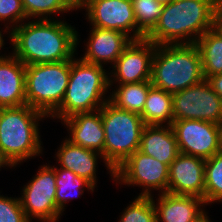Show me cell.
<instances>
[{
    "instance_id": "8992f818",
    "label": "cell",
    "mask_w": 222,
    "mask_h": 222,
    "mask_svg": "<svg viewBox=\"0 0 222 222\" xmlns=\"http://www.w3.org/2000/svg\"><path fill=\"white\" fill-rule=\"evenodd\" d=\"M101 117L105 133L103 162L115 180V170L139 150L145 124L141 115L119 109L110 101L101 107Z\"/></svg>"
},
{
    "instance_id": "603a6c76",
    "label": "cell",
    "mask_w": 222,
    "mask_h": 222,
    "mask_svg": "<svg viewBox=\"0 0 222 222\" xmlns=\"http://www.w3.org/2000/svg\"><path fill=\"white\" fill-rule=\"evenodd\" d=\"M52 168L56 173V205L61 212L64 211L65 205L71 198L79 197L84 193L85 187L87 190L94 192L95 187L85 178L77 176L69 169L57 168L55 166Z\"/></svg>"
},
{
    "instance_id": "277c9868",
    "label": "cell",
    "mask_w": 222,
    "mask_h": 222,
    "mask_svg": "<svg viewBox=\"0 0 222 222\" xmlns=\"http://www.w3.org/2000/svg\"><path fill=\"white\" fill-rule=\"evenodd\" d=\"M203 80L201 55L195 43L156 45L151 69L152 86L173 94Z\"/></svg>"
},
{
    "instance_id": "e0dca14e",
    "label": "cell",
    "mask_w": 222,
    "mask_h": 222,
    "mask_svg": "<svg viewBox=\"0 0 222 222\" xmlns=\"http://www.w3.org/2000/svg\"><path fill=\"white\" fill-rule=\"evenodd\" d=\"M61 122L69 128V141L103 155L105 133L101 108L93 112L74 114Z\"/></svg>"
},
{
    "instance_id": "3957f363",
    "label": "cell",
    "mask_w": 222,
    "mask_h": 222,
    "mask_svg": "<svg viewBox=\"0 0 222 222\" xmlns=\"http://www.w3.org/2000/svg\"><path fill=\"white\" fill-rule=\"evenodd\" d=\"M43 118L27 104L0 108V152L12 167L43 154L38 128Z\"/></svg>"
},
{
    "instance_id": "d4e9b609",
    "label": "cell",
    "mask_w": 222,
    "mask_h": 222,
    "mask_svg": "<svg viewBox=\"0 0 222 222\" xmlns=\"http://www.w3.org/2000/svg\"><path fill=\"white\" fill-rule=\"evenodd\" d=\"M22 4L27 21L33 18L51 20V14L67 13L78 9V0H22Z\"/></svg>"
},
{
    "instance_id": "8fae6325",
    "label": "cell",
    "mask_w": 222,
    "mask_h": 222,
    "mask_svg": "<svg viewBox=\"0 0 222 222\" xmlns=\"http://www.w3.org/2000/svg\"><path fill=\"white\" fill-rule=\"evenodd\" d=\"M92 27L118 30L136 40V21L131 0H78ZM132 33V34H131Z\"/></svg>"
},
{
    "instance_id": "5bb4252c",
    "label": "cell",
    "mask_w": 222,
    "mask_h": 222,
    "mask_svg": "<svg viewBox=\"0 0 222 222\" xmlns=\"http://www.w3.org/2000/svg\"><path fill=\"white\" fill-rule=\"evenodd\" d=\"M205 160L179 153L169 165L167 193L204 199Z\"/></svg>"
},
{
    "instance_id": "ba28073f",
    "label": "cell",
    "mask_w": 222,
    "mask_h": 222,
    "mask_svg": "<svg viewBox=\"0 0 222 222\" xmlns=\"http://www.w3.org/2000/svg\"><path fill=\"white\" fill-rule=\"evenodd\" d=\"M37 174L24 187L20 198L27 219L57 222L62 216L55 200L56 173L51 165H42ZM61 215V216H60ZM38 218V219H37Z\"/></svg>"
},
{
    "instance_id": "9c48e42d",
    "label": "cell",
    "mask_w": 222,
    "mask_h": 222,
    "mask_svg": "<svg viewBox=\"0 0 222 222\" xmlns=\"http://www.w3.org/2000/svg\"><path fill=\"white\" fill-rule=\"evenodd\" d=\"M168 177V165L137 150L115 170L114 181L143 187L139 196L151 197L153 190H159L161 194L167 192Z\"/></svg>"
},
{
    "instance_id": "74e56055",
    "label": "cell",
    "mask_w": 222,
    "mask_h": 222,
    "mask_svg": "<svg viewBox=\"0 0 222 222\" xmlns=\"http://www.w3.org/2000/svg\"><path fill=\"white\" fill-rule=\"evenodd\" d=\"M217 5H222V0H215Z\"/></svg>"
},
{
    "instance_id": "30bf717a",
    "label": "cell",
    "mask_w": 222,
    "mask_h": 222,
    "mask_svg": "<svg viewBox=\"0 0 222 222\" xmlns=\"http://www.w3.org/2000/svg\"><path fill=\"white\" fill-rule=\"evenodd\" d=\"M173 121L203 120L218 124L222 120V99L204 79L172 94Z\"/></svg>"
},
{
    "instance_id": "9a60e30c",
    "label": "cell",
    "mask_w": 222,
    "mask_h": 222,
    "mask_svg": "<svg viewBox=\"0 0 222 222\" xmlns=\"http://www.w3.org/2000/svg\"><path fill=\"white\" fill-rule=\"evenodd\" d=\"M90 31L85 54L80 58L92 64L113 65L132 41L130 36L118 30L91 27Z\"/></svg>"
},
{
    "instance_id": "484cf974",
    "label": "cell",
    "mask_w": 222,
    "mask_h": 222,
    "mask_svg": "<svg viewBox=\"0 0 222 222\" xmlns=\"http://www.w3.org/2000/svg\"><path fill=\"white\" fill-rule=\"evenodd\" d=\"M136 21V40L145 36L155 27L161 15L163 4L156 0H131Z\"/></svg>"
},
{
    "instance_id": "cb8c5ba5",
    "label": "cell",
    "mask_w": 222,
    "mask_h": 222,
    "mask_svg": "<svg viewBox=\"0 0 222 222\" xmlns=\"http://www.w3.org/2000/svg\"><path fill=\"white\" fill-rule=\"evenodd\" d=\"M195 44L201 55L204 79L222 73V38L210 29Z\"/></svg>"
},
{
    "instance_id": "7c38bea8",
    "label": "cell",
    "mask_w": 222,
    "mask_h": 222,
    "mask_svg": "<svg viewBox=\"0 0 222 222\" xmlns=\"http://www.w3.org/2000/svg\"><path fill=\"white\" fill-rule=\"evenodd\" d=\"M156 45L146 38L132 40L111 66L110 88L113 83L131 84L151 80L152 59ZM114 71V72H113ZM114 81V82H113Z\"/></svg>"
},
{
    "instance_id": "2e32d148",
    "label": "cell",
    "mask_w": 222,
    "mask_h": 222,
    "mask_svg": "<svg viewBox=\"0 0 222 222\" xmlns=\"http://www.w3.org/2000/svg\"><path fill=\"white\" fill-rule=\"evenodd\" d=\"M156 222H198L207 212L201 208L206 205L204 199L196 196L158 194Z\"/></svg>"
},
{
    "instance_id": "44dd1931",
    "label": "cell",
    "mask_w": 222,
    "mask_h": 222,
    "mask_svg": "<svg viewBox=\"0 0 222 222\" xmlns=\"http://www.w3.org/2000/svg\"><path fill=\"white\" fill-rule=\"evenodd\" d=\"M141 117L145 125L171 126L173 123L172 93L152 86Z\"/></svg>"
},
{
    "instance_id": "f546056e",
    "label": "cell",
    "mask_w": 222,
    "mask_h": 222,
    "mask_svg": "<svg viewBox=\"0 0 222 222\" xmlns=\"http://www.w3.org/2000/svg\"><path fill=\"white\" fill-rule=\"evenodd\" d=\"M0 222H30L22 209L20 198L0 195Z\"/></svg>"
},
{
    "instance_id": "7402d4cb",
    "label": "cell",
    "mask_w": 222,
    "mask_h": 222,
    "mask_svg": "<svg viewBox=\"0 0 222 222\" xmlns=\"http://www.w3.org/2000/svg\"><path fill=\"white\" fill-rule=\"evenodd\" d=\"M117 86V87H116ZM109 93L110 102L117 108L141 115L152 87L151 80L131 84H119Z\"/></svg>"
},
{
    "instance_id": "ac0fdd59",
    "label": "cell",
    "mask_w": 222,
    "mask_h": 222,
    "mask_svg": "<svg viewBox=\"0 0 222 222\" xmlns=\"http://www.w3.org/2000/svg\"><path fill=\"white\" fill-rule=\"evenodd\" d=\"M26 65L13 54L0 59V108L26 103Z\"/></svg>"
},
{
    "instance_id": "e575fe53",
    "label": "cell",
    "mask_w": 222,
    "mask_h": 222,
    "mask_svg": "<svg viewBox=\"0 0 222 222\" xmlns=\"http://www.w3.org/2000/svg\"><path fill=\"white\" fill-rule=\"evenodd\" d=\"M3 33L0 31V50H1V48H3V46H4V44H5V42H4V40H3V35H2ZM5 57H7V56H5V55H1L0 56V59H3V58H5Z\"/></svg>"
},
{
    "instance_id": "d590c367",
    "label": "cell",
    "mask_w": 222,
    "mask_h": 222,
    "mask_svg": "<svg viewBox=\"0 0 222 222\" xmlns=\"http://www.w3.org/2000/svg\"><path fill=\"white\" fill-rule=\"evenodd\" d=\"M198 222H211L207 214H205Z\"/></svg>"
},
{
    "instance_id": "5b68a950",
    "label": "cell",
    "mask_w": 222,
    "mask_h": 222,
    "mask_svg": "<svg viewBox=\"0 0 222 222\" xmlns=\"http://www.w3.org/2000/svg\"><path fill=\"white\" fill-rule=\"evenodd\" d=\"M109 71L103 65L92 64L81 58L71 59V71L66 93L61 105L51 118L64 120L77 113L99 110L110 96Z\"/></svg>"
},
{
    "instance_id": "6da1fadb",
    "label": "cell",
    "mask_w": 222,
    "mask_h": 222,
    "mask_svg": "<svg viewBox=\"0 0 222 222\" xmlns=\"http://www.w3.org/2000/svg\"><path fill=\"white\" fill-rule=\"evenodd\" d=\"M52 19L25 20L10 30L13 55L25 65L59 62L75 57L79 44L78 32L66 21Z\"/></svg>"
},
{
    "instance_id": "d6986e66",
    "label": "cell",
    "mask_w": 222,
    "mask_h": 222,
    "mask_svg": "<svg viewBox=\"0 0 222 222\" xmlns=\"http://www.w3.org/2000/svg\"><path fill=\"white\" fill-rule=\"evenodd\" d=\"M62 142L55 155L60 168L69 169L77 176L85 178L95 187L98 180L96 179L97 159L102 158L104 160L103 155L74 144L67 138Z\"/></svg>"
},
{
    "instance_id": "8d00e7d4",
    "label": "cell",
    "mask_w": 222,
    "mask_h": 222,
    "mask_svg": "<svg viewBox=\"0 0 222 222\" xmlns=\"http://www.w3.org/2000/svg\"><path fill=\"white\" fill-rule=\"evenodd\" d=\"M156 1L161 3V4H163V5H165V4L169 3V2H171L172 0H156Z\"/></svg>"
},
{
    "instance_id": "f1b7e54d",
    "label": "cell",
    "mask_w": 222,
    "mask_h": 222,
    "mask_svg": "<svg viewBox=\"0 0 222 222\" xmlns=\"http://www.w3.org/2000/svg\"><path fill=\"white\" fill-rule=\"evenodd\" d=\"M25 19L26 13L23 8L22 0H0V21H7L8 24L7 26L5 25L6 29L4 32L11 33L9 30H13L19 23H23Z\"/></svg>"
},
{
    "instance_id": "4316f807",
    "label": "cell",
    "mask_w": 222,
    "mask_h": 222,
    "mask_svg": "<svg viewBox=\"0 0 222 222\" xmlns=\"http://www.w3.org/2000/svg\"><path fill=\"white\" fill-rule=\"evenodd\" d=\"M206 205L222 202V151L205 160V189Z\"/></svg>"
},
{
    "instance_id": "d6a6232c",
    "label": "cell",
    "mask_w": 222,
    "mask_h": 222,
    "mask_svg": "<svg viewBox=\"0 0 222 222\" xmlns=\"http://www.w3.org/2000/svg\"><path fill=\"white\" fill-rule=\"evenodd\" d=\"M217 128H218L219 146L222 151V120L217 124Z\"/></svg>"
},
{
    "instance_id": "4fadbf2b",
    "label": "cell",
    "mask_w": 222,
    "mask_h": 222,
    "mask_svg": "<svg viewBox=\"0 0 222 222\" xmlns=\"http://www.w3.org/2000/svg\"><path fill=\"white\" fill-rule=\"evenodd\" d=\"M179 152L204 160L221 151L217 124L203 120L173 121Z\"/></svg>"
},
{
    "instance_id": "1f68e13d",
    "label": "cell",
    "mask_w": 222,
    "mask_h": 222,
    "mask_svg": "<svg viewBox=\"0 0 222 222\" xmlns=\"http://www.w3.org/2000/svg\"><path fill=\"white\" fill-rule=\"evenodd\" d=\"M207 81L211 85L212 89L222 99V73L210 76Z\"/></svg>"
},
{
    "instance_id": "4dcf8cb0",
    "label": "cell",
    "mask_w": 222,
    "mask_h": 222,
    "mask_svg": "<svg viewBox=\"0 0 222 222\" xmlns=\"http://www.w3.org/2000/svg\"><path fill=\"white\" fill-rule=\"evenodd\" d=\"M212 30L222 38V5H217L213 15Z\"/></svg>"
},
{
    "instance_id": "ffe728a7",
    "label": "cell",
    "mask_w": 222,
    "mask_h": 222,
    "mask_svg": "<svg viewBox=\"0 0 222 222\" xmlns=\"http://www.w3.org/2000/svg\"><path fill=\"white\" fill-rule=\"evenodd\" d=\"M139 151L169 166L180 153L172 126L145 125Z\"/></svg>"
},
{
    "instance_id": "52a82bcc",
    "label": "cell",
    "mask_w": 222,
    "mask_h": 222,
    "mask_svg": "<svg viewBox=\"0 0 222 222\" xmlns=\"http://www.w3.org/2000/svg\"><path fill=\"white\" fill-rule=\"evenodd\" d=\"M71 60L26 65V103L50 117L61 105L69 82Z\"/></svg>"
},
{
    "instance_id": "836d02e7",
    "label": "cell",
    "mask_w": 222,
    "mask_h": 222,
    "mask_svg": "<svg viewBox=\"0 0 222 222\" xmlns=\"http://www.w3.org/2000/svg\"><path fill=\"white\" fill-rule=\"evenodd\" d=\"M5 166H8L10 168L12 167L0 152V168L5 167Z\"/></svg>"
},
{
    "instance_id": "7a4b0ae2",
    "label": "cell",
    "mask_w": 222,
    "mask_h": 222,
    "mask_svg": "<svg viewBox=\"0 0 222 222\" xmlns=\"http://www.w3.org/2000/svg\"><path fill=\"white\" fill-rule=\"evenodd\" d=\"M216 6L215 0H172L145 38L155 45L194 44L212 29Z\"/></svg>"
},
{
    "instance_id": "83f0119b",
    "label": "cell",
    "mask_w": 222,
    "mask_h": 222,
    "mask_svg": "<svg viewBox=\"0 0 222 222\" xmlns=\"http://www.w3.org/2000/svg\"><path fill=\"white\" fill-rule=\"evenodd\" d=\"M153 198L137 196L121 213L119 222H156Z\"/></svg>"
}]
</instances>
